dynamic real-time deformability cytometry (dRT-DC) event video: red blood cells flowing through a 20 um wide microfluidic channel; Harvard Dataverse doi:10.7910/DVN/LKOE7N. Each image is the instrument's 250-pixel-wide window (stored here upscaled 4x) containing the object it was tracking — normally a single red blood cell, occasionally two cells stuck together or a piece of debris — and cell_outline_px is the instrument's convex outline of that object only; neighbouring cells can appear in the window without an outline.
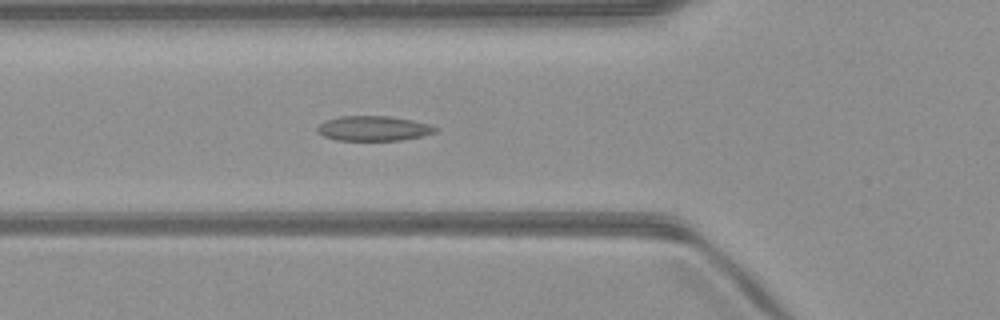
{"species": "common noctule bat (a hibernating species)", "species_latin": "Nyctalus noctula", "temperature_condition": "warm", "stored_images_in_passage": 38, "camera_frame_rate_fps": 3000, "um_per_image_px": 0.085, "animal": {"sex": "male", "body_mass_g": 23.1, "forearm_length_mm": 52.7}, "frame": {"image": 1, "passage_image": 5, "time_ms": 1.333, "image_size_px": [1000, 320], "cell_outline_px": [[440, 128], [436, 132], [420, 136], [400, 140], [336, 140], [324, 136], [316, 132], [316, 128], [324, 120], [340, 116], [388, 116], [412, 120], [432, 124]], "centroid_in_image_um": [31.75, 10.91], "position_along_channel_um": 94.1, "area_um2": 17.22}}
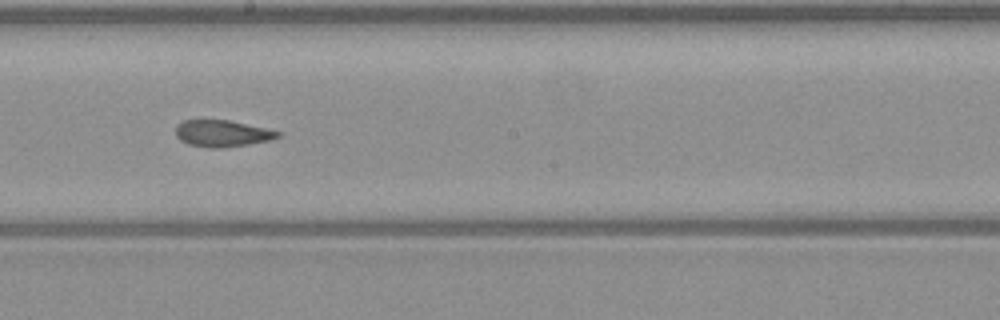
{"frame": {"image": 2, "passage_image": 15, "time_ms": 4.667, "image_size_px": [1000, 320], "cell_outline_px": [[284, 132], [280, 136], [272, 140], [248, 144], [220, 148], [208, 148], [188, 144], [180, 140], [176, 136], [176, 124], [184, 120], [228, 120]], "centroid_in_image_um": [18.9, 11.34], "position_along_channel_um": 229.3, "area_um2": 15.95}}
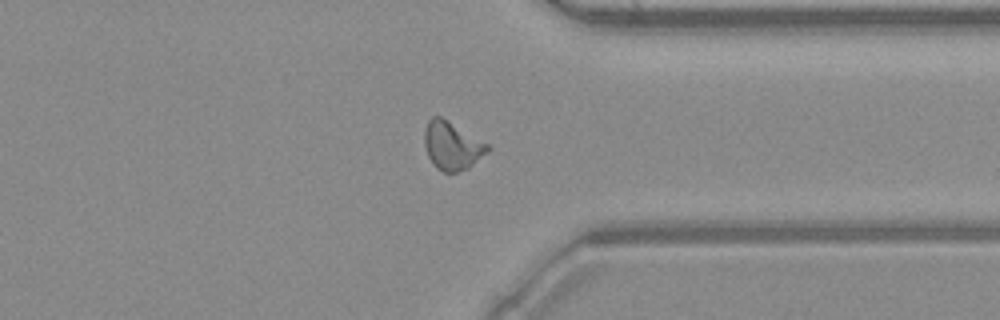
{"frame": {"image": 3, "passage_image": 26, "time_ms": 8.333, "image_size_px": [1000, 320], "cell_outline_px": [[492, 148], [488, 152], [468, 168], [456, 172], [444, 172], [436, 168], [432, 164], [428, 156], [424, 144], [424, 128], [428, 120], [432, 116], [440, 116], [488, 144]], "centroid_in_image_um": [38.4, 12.39], "position_along_channel_um": 373.0, "area_um2": 17.69}, "authors_computed_cell_mechanics": {"area_um2": 16.6464, "velocity_mm_per_s": 4.0415, "shape_relaxation_time_tau1_ms": null, "shape_relaxation_time_tau2_ms": 2.0729, "deformation_change_tau1": null, "deformation_change_tau2": 0.0862}}